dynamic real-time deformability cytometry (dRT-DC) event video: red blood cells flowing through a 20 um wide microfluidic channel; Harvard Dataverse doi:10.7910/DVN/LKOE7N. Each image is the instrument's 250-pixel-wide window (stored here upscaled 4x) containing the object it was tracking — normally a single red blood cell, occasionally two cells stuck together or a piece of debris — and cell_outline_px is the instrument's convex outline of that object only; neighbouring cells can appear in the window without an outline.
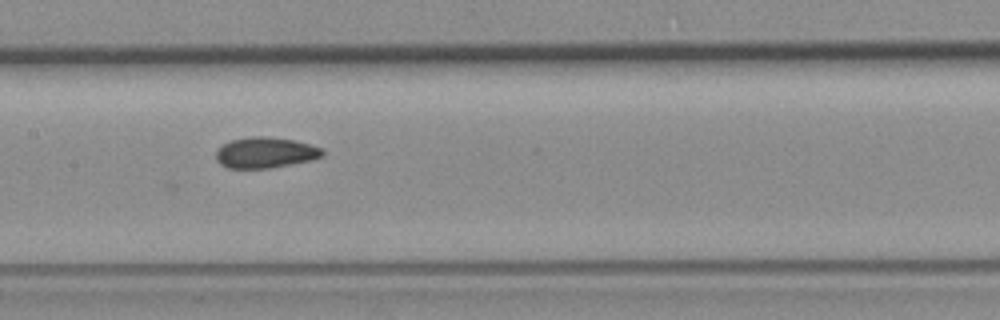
{"species": "common noctule bat (a hibernating species)", "species_latin": "Nyctalus noctula", "temperature_condition": "room temperature", "stored_images_in_passage": 13, "camera_frame_rate_fps": 3000, "um_per_image_px": 0.085, "animal": {"sex": "female", "body_mass_g": 19.3, "forearm_length_mm": 54.1}, "frame": {"image": 1, "passage_image": 5, "time_ms": 1.333, "image_size_px": [1000, 320], "cell_outline_px": [[324, 156], [312, 160], [292, 164], [268, 168], [228, 168], [220, 164], [216, 160], [216, 152], [224, 144], [232, 140], [252, 136], [264, 136], [292, 140], [324, 148]], "centroid_in_image_um": [22.58, 12.98], "position_along_channel_um": 184.8, "area_um2": 19.02}}
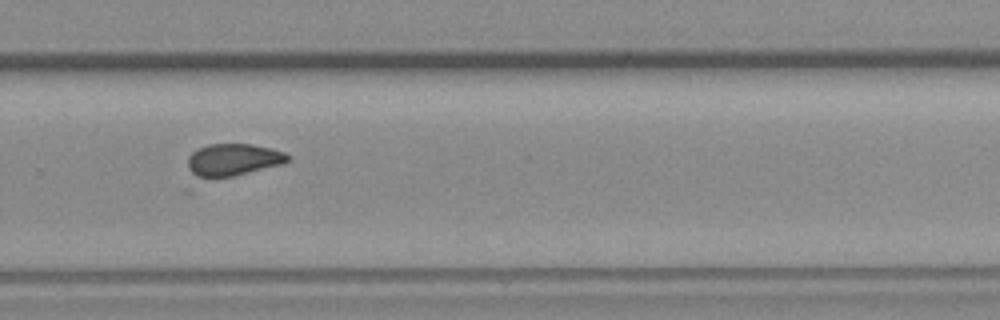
{"frame": {"image": 2, "passage_image": 8, "time_ms": 2.333, "image_size_px": [1000, 320], "cell_outline_px": [[288, 160], [284, 164], [232, 176], [212, 180], [196, 180], [188, 168], [188, 156], [196, 148], [208, 144], [252, 144], [272, 148], [284, 152], [288, 156]], "centroid_in_image_um": [19.73, 13.61], "position_along_channel_um": 310.1, "area_um2": 19.36}}
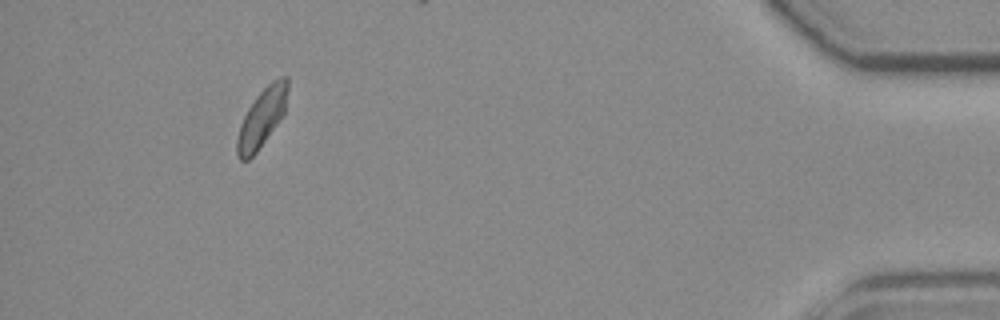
{"frame": {"image": 3, "passage_image": 13, "time_ms": 4.0, "image_size_px": [1000, 320], "cell_outline_px": [[288, 88], [284, 112], [276, 124], [256, 152], [248, 160], [240, 160], [236, 152], [236, 140], [240, 124], [248, 108], [256, 96], [272, 80], [280, 76], [288, 76]], "centroid_in_image_um": [22.24, 9.98], "position_along_channel_um": 413.0, "area_um2": 16.94}}